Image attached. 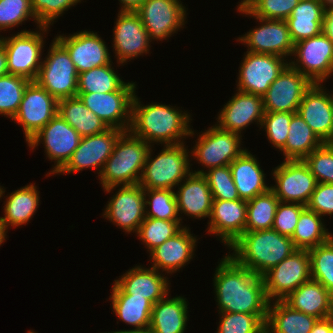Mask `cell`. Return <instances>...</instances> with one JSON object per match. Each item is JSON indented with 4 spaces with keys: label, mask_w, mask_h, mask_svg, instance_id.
I'll return each mask as SVG.
<instances>
[{
    "label": "cell",
    "mask_w": 333,
    "mask_h": 333,
    "mask_svg": "<svg viewBox=\"0 0 333 333\" xmlns=\"http://www.w3.org/2000/svg\"><path fill=\"white\" fill-rule=\"evenodd\" d=\"M214 276L219 313L268 314L269 303L262 276L237 264L229 255Z\"/></svg>",
    "instance_id": "obj_1"
},
{
    "label": "cell",
    "mask_w": 333,
    "mask_h": 333,
    "mask_svg": "<svg viewBox=\"0 0 333 333\" xmlns=\"http://www.w3.org/2000/svg\"><path fill=\"white\" fill-rule=\"evenodd\" d=\"M136 95L132 102L131 125L129 131L145 142H160L165 145L183 143L181 139L193 136L189 127L190 115L172 106L150 104L143 106Z\"/></svg>",
    "instance_id": "obj_2"
},
{
    "label": "cell",
    "mask_w": 333,
    "mask_h": 333,
    "mask_svg": "<svg viewBox=\"0 0 333 333\" xmlns=\"http://www.w3.org/2000/svg\"><path fill=\"white\" fill-rule=\"evenodd\" d=\"M229 247L234 250L230 257L258 276H262L297 250L291 237L281 235L273 229L244 232Z\"/></svg>",
    "instance_id": "obj_3"
},
{
    "label": "cell",
    "mask_w": 333,
    "mask_h": 333,
    "mask_svg": "<svg viewBox=\"0 0 333 333\" xmlns=\"http://www.w3.org/2000/svg\"><path fill=\"white\" fill-rule=\"evenodd\" d=\"M150 147L151 144L130 131H123L98 175L103 189L110 192L119 185L139 183Z\"/></svg>",
    "instance_id": "obj_4"
},
{
    "label": "cell",
    "mask_w": 333,
    "mask_h": 333,
    "mask_svg": "<svg viewBox=\"0 0 333 333\" xmlns=\"http://www.w3.org/2000/svg\"><path fill=\"white\" fill-rule=\"evenodd\" d=\"M184 143L165 145L155 159L148 151L139 185L143 189H170L185 181L190 172V163Z\"/></svg>",
    "instance_id": "obj_5"
},
{
    "label": "cell",
    "mask_w": 333,
    "mask_h": 333,
    "mask_svg": "<svg viewBox=\"0 0 333 333\" xmlns=\"http://www.w3.org/2000/svg\"><path fill=\"white\" fill-rule=\"evenodd\" d=\"M36 82L57 100L77 96L78 72L67 50L55 39Z\"/></svg>",
    "instance_id": "obj_6"
},
{
    "label": "cell",
    "mask_w": 333,
    "mask_h": 333,
    "mask_svg": "<svg viewBox=\"0 0 333 333\" xmlns=\"http://www.w3.org/2000/svg\"><path fill=\"white\" fill-rule=\"evenodd\" d=\"M268 300H283L300 285L311 279L307 249H297L289 257L262 275Z\"/></svg>",
    "instance_id": "obj_7"
},
{
    "label": "cell",
    "mask_w": 333,
    "mask_h": 333,
    "mask_svg": "<svg viewBox=\"0 0 333 333\" xmlns=\"http://www.w3.org/2000/svg\"><path fill=\"white\" fill-rule=\"evenodd\" d=\"M135 86V83L128 82L118 91L109 93H77V96L108 127L129 131Z\"/></svg>",
    "instance_id": "obj_8"
},
{
    "label": "cell",
    "mask_w": 333,
    "mask_h": 333,
    "mask_svg": "<svg viewBox=\"0 0 333 333\" xmlns=\"http://www.w3.org/2000/svg\"><path fill=\"white\" fill-rule=\"evenodd\" d=\"M293 55L298 57L297 63L292 61L289 65L312 84L323 83L333 74V42L324 32L295 43Z\"/></svg>",
    "instance_id": "obj_9"
},
{
    "label": "cell",
    "mask_w": 333,
    "mask_h": 333,
    "mask_svg": "<svg viewBox=\"0 0 333 333\" xmlns=\"http://www.w3.org/2000/svg\"><path fill=\"white\" fill-rule=\"evenodd\" d=\"M42 33L34 31H21L13 37L0 38L7 54L9 74L18 75L35 81L42 64L41 52L43 49Z\"/></svg>",
    "instance_id": "obj_10"
},
{
    "label": "cell",
    "mask_w": 333,
    "mask_h": 333,
    "mask_svg": "<svg viewBox=\"0 0 333 333\" xmlns=\"http://www.w3.org/2000/svg\"><path fill=\"white\" fill-rule=\"evenodd\" d=\"M272 174L276 186H271L270 189L279 201L307 206L317 181L303 160H285Z\"/></svg>",
    "instance_id": "obj_11"
},
{
    "label": "cell",
    "mask_w": 333,
    "mask_h": 333,
    "mask_svg": "<svg viewBox=\"0 0 333 333\" xmlns=\"http://www.w3.org/2000/svg\"><path fill=\"white\" fill-rule=\"evenodd\" d=\"M57 113L58 100L36 81H30L13 120L23 127L28 143Z\"/></svg>",
    "instance_id": "obj_12"
},
{
    "label": "cell",
    "mask_w": 333,
    "mask_h": 333,
    "mask_svg": "<svg viewBox=\"0 0 333 333\" xmlns=\"http://www.w3.org/2000/svg\"><path fill=\"white\" fill-rule=\"evenodd\" d=\"M45 145L47 157L55 160V167L51 173H57L71 158L81 140L80 134L71 127L58 113L27 143L30 148Z\"/></svg>",
    "instance_id": "obj_13"
},
{
    "label": "cell",
    "mask_w": 333,
    "mask_h": 333,
    "mask_svg": "<svg viewBox=\"0 0 333 333\" xmlns=\"http://www.w3.org/2000/svg\"><path fill=\"white\" fill-rule=\"evenodd\" d=\"M240 66L238 91L263 97L272 82L289 65L284 58L273 54L247 51Z\"/></svg>",
    "instance_id": "obj_14"
},
{
    "label": "cell",
    "mask_w": 333,
    "mask_h": 333,
    "mask_svg": "<svg viewBox=\"0 0 333 333\" xmlns=\"http://www.w3.org/2000/svg\"><path fill=\"white\" fill-rule=\"evenodd\" d=\"M241 137L215 125L199 135L191 153L209 169L227 166L246 150L240 147Z\"/></svg>",
    "instance_id": "obj_15"
},
{
    "label": "cell",
    "mask_w": 333,
    "mask_h": 333,
    "mask_svg": "<svg viewBox=\"0 0 333 333\" xmlns=\"http://www.w3.org/2000/svg\"><path fill=\"white\" fill-rule=\"evenodd\" d=\"M149 38L166 39L184 25L186 11L179 0H145L135 11Z\"/></svg>",
    "instance_id": "obj_16"
},
{
    "label": "cell",
    "mask_w": 333,
    "mask_h": 333,
    "mask_svg": "<svg viewBox=\"0 0 333 333\" xmlns=\"http://www.w3.org/2000/svg\"><path fill=\"white\" fill-rule=\"evenodd\" d=\"M122 132L121 129L109 127L101 133L81 137L79 145L71 158L56 174H70V172H79L84 168H98L100 175L106 160L113 152L116 140Z\"/></svg>",
    "instance_id": "obj_17"
},
{
    "label": "cell",
    "mask_w": 333,
    "mask_h": 333,
    "mask_svg": "<svg viewBox=\"0 0 333 333\" xmlns=\"http://www.w3.org/2000/svg\"><path fill=\"white\" fill-rule=\"evenodd\" d=\"M312 83L288 65L263 96L265 112H298L305 91Z\"/></svg>",
    "instance_id": "obj_18"
},
{
    "label": "cell",
    "mask_w": 333,
    "mask_h": 333,
    "mask_svg": "<svg viewBox=\"0 0 333 333\" xmlns=\"http://www.w3.org/2000/svg\"><path fill=\"white\" fill-rule=\"evenodd\" d=\"M144 189L137 184L122 185L106 206L104 216L125 232H138L146 218Z\"/></svg>",
    "instance_id": "obj_19"
},
{
    "label": "cell",
    "mask_w": 333,
    "mask_h": 333,
    "mask_svg": "<svg viewBox=\"0 0 333 333\" xmlns=\"http://www.w3.org/2000/svg\"><path fill=\"white\" fill-rule=\"evenodd\" d=\"M256 19L263 24L239 38V41L247 45L249 52L273 54L283 58L293 54L295 43L286 20Z\"/></svg>",
    "instance_id": "obj_20"
},
{
    "label": "cell",
    "mask_w": 333,
    "mask_h": 333,
    "mask_svg": "<svg viewBox=\"0 0 333 333\" xmlns=\"http://www.w3.org/2000/svg\"><path fill=\"white\" fill-rule=\"evenodd\" d=\"M54 39L67 50L78 74L94 67L111 64L105 42L93 31L85 30L69 37L60 35Z\"/></svg>",
    "instance_id": "obj_21"
},
{
    "label": "cell",
    "mask_w": 333,
    "mask_h": 333,
    "mask_svg": "<svg viewBox=\"0 0 333 333\" xmlns=\"http://www.w3.org/2000/svg\"><path fill=\"white\" fill-rule=\"evenodd\" d=\"M322 88L314 83L305 91L298 113L323 143H333L331 94Z\"/></svg>",
    "instance_id": "obj_22"
},
{
    "label": "cell",
    "mask_w": 333,
    "mask_h": 333,
    "mask_svg": "<svg viewBox=\"0 0 333 333\" xmlns=\"http://www.w3.org/2000/svg\"><path fill=\"white\" fill-rule=\"evenodd\" d=\"M113 33L118 64L149 51L151 40L136 12L120 11Z\"/></svg>",
    "instance_id": "obj_23"
},
{
    "label": "cell",
    "mask_w": 333,
    "mask_h": 333,
    "mask_svg": "<svg viewBox=\"0 0 333 333\" xmlns=\"http://www.w3.org/2000/svg\"><path fill=\"white\" fill-rule=\"evenodd\" d=\"M209 219L208 232L219 236L229 247L244 233L247 201L213 200Z\"/></svg>",
    "instance_id": "obj_24"
},
{
    "label": "cell",
    "mask_w": 333,
    "mask_h": 333,
    "mask_svg": "<svg viewBox=\"0 0 333 333\" xmlns=\"http://www.w3.org/2000/svg\"><path fill=\"white\" fill-rule=\"evenodd\" d=\"M264 114L263 97L239 91L221 110L216 125L222 130L241 134L242 129L253 121L261 125Z\"/></svg>",
    "instance_id": "obj_25"
},
{
    "label": "cell",
    "mask_w": 333,
    "mask_h": 333,
    "mask_svg": "<svg viewBox=\"0 0 333 333\" xmlns=\"http://www.w3.org/2000/svg\"><path fill=\"white\" fill-rule=\"evenodd\" d=\"M114 281L125 294L139 298L144 297L153 304L169 293L168 280L153 267L147 269L136 266L126 272L119 280Z\"/></svg>",
    "instance_id": "obj_26"
},
{
    "label": "cell",
    "mask_w": 333,
    "mask_h": 333,
    "mask_svg": "<svg viewBox=\"0 0 333 333\" xmlns=\"http://www.w3.org/2000/svg\"><path fill=\"white\" fill-rule=\"evenodd\" d=\"M183 227L177 234L157 246L150 252L153 268L172 273L190 261L193 257L196 238Z\"/></svg>",
    "instance_id": "obj_27"
},
{
    "label": "cell",
    "mask_w": 333,
    "mask_h": 333,
    "mask_svg": "<svg viewBox=\"0 0 333 333\" xmlns=\"http://www.w3.org/2000/svg\"><path fill=\"white\" fill-rule=\"evenodd\" d=\"M283 301L292 309L324 319L333 316V295L320 283L310 279Z\"/></svg>",
    "instance_id": "obj_28"
},
{
    "label": "cell",
    "mask_w": 333,
    "mask_h": 333,
    "mask_svg": "<svg viewBox=\"0 0 333 333\" xmlns=\"http://www.w3.org/2000/svg\"><path fill=\"white\" fill-rule=\"evenodd\" d=\"M175 193L178 211L190 217L203 218L210 217L213 205L212 192L208 186L206 178L202 174L191 172Z\"/></svg>",
    "instance_id": "obj_29"
},
{
    "label": "cell",
    "mask_w": 333,
    "mask_h": 333,
    "mask_svg": "<svg viewBox=\"0 0 333 333\" xmlns=\"http://www.w3.org/2000/svg\"><path fill=\"white\" fill-rule=\"evenodd\" d=\"M327 10L321 0H300L286 19L293 42L320 35Z\"/></svg>",
    "instance_id": "obj_30"
},
{
    "label": "cell",
    "mask_w": 333,
    "mask_h": 333,
    "mask_svg": "<svg viewBox=\"0 0 333 333\" xmlns=\"http://www.w3.org/2000/svg\"><path fill=\"white\" fill-rule=\"evenodd\" d=\"M259 166L255 156L247 150L229 164L240 199L248 201L270 189L265 184L266 174Z\"/></svg>",
    "instance_id": "obj_31"
},
{
    "label": "cell",
    "mask_w": 333,
    "mask_h": 333,
    "mask_svg": "<svg viewBox=\"0 0 333 333\" xmlns=\"http://www.w3.org/2000/svg\"><path fill=\"white\" fill-rule=\"evenodd\" d=\"M166 297L153 304L149 329L152 333H184L188 320L186 299Z\"/></svg>",
    "instance_id": "obj_32"
},
{
    "label": "cell",
    "mask_w": 333,
    "mask_h": 333,
    "mask_svg": "<svg viewBox=\"0 0 333 333\" xmlns=\"http://www.w3.org/2000/svg\"><path fill=\"white\" fill-rule=\"evenodd\" d=\"M317 320L292 309L283 300H275L273 305L269 303L265 327L267 333H310Z\"/></svg>",
    "instance_id": "obj_33"
},
{
    "label": "cell",
    "mask_w": 333,
    "mask_h": 333,
    "mask_svg": "<svg viewBox=\"0 0 333 333\" xmlns=\"http://www.w3.org/2000/svg\"><path fill=\"white\" fill-rule=\"evenodd\" d=\"M58 114L81 137L95 135L109 128L103 120L84 105L78 96L58 100Z\"/></svg>",
    "instance_id": "obj_34"
},
{
    "label": "cell",
    "mask_w": 333,
    "mask_h": 333,
    "mask_svg": "<svg viewBox=\"0 0 333 333\" xmlns=\"http://www.w3.org/2000/svg\"><path fill=\"white\" fill-rule=\"evenodd\" d=\"M112 290L110 298L116 316L135 329L149 328L153 303L144 297L125 294L115 283Z\"/></svg>",
    "instance_id": "obj_35"
},
{
    "label": "cell",
    "mask_w": 333,
    "mask_h": 333,
    "mask_svg": "<svg viewBox=\"0 0 333 333\" xmlns=\"http://www.w3.org/2000/svg\"><path fill=\"white\" fill-rule=\"evenodd\" d=\"M323 144L301 115L292 113L288 137L285 146L280 150L285 160H304L314 149Z\"/></svg>",
    "instance_id": "obj_36"
},
{
    "label": "cell",
    "mask_w": 333,
    "mask_h": 333,
    "mask_svg": "<svg viewBox=\"0 0 333 333\" xmlns=\"http://www.w3.org/2000/svg\"><path fill=\"white\" fill-rule=\"evenodd\" d=\"M39 199V192L31 183L11 193L4 206L5 215L0 217L5 229L26 224L37 210Z\"/></svg>",
    "instance_id": "obj_37"
},
{
    "label": "cell",
    "mask_w": 333,
    "mask_h": 333,
    "mask_svg": "<svg viewBox=\"0 0 333 333\" xmlns=\"http://www.w3.org/2000/svg\"><path fill=\"white\" fill-rule=\"evenodd\" d=\"M322 217L307 207L301 212L291 239L297 249H311L326 243L332 234L322 223Z\"/></svg>",
    "instance_id": "obj_38"
},
{
    "label": "cell",
    "mask_w": 333,
    "mask_h": 333,
    "mask_svg": "<svg viewBox=\"0 0 333 333\" xmlns=\"http://www.w3.org/2000/svg\"><path fill=\"white\" fill-rule=\"evenodd\" d=\"M279 202L271 189L248 200L244 232L272 229Z\"/></svg>",
    "instance_id": "obj_39"
},
{
    "label": "cell",
    "mask_w": 333,
    "mask_h": 333,
    "mask_svg": "<svg viewBox=\"0 0 333 333\" xmlns=\"http://www.w3.org/2000/svg\"><path fill=\"white\" fill-rule=\"evenodd\" d=\"M111 65L94 67L89 71L80 73L78 75L77 93H109L118 91L125 82L120 79Z\"/></svg>",
    "instance_id": "obj_40"
},
{
    "label": "cell",
    "mask_w": 333,
    "mask_h": 333,
    "mask_svg": "<svg viewBox=\"0 0 333 333\" xmlns=\"http://www.w3.org/2000/svg\"><path fill=\"white\" fill-rule=\"evenodd\" d=\"M308 251L311 279L320 282L333 295V236L326 243Z\"/></svg>",
    "instance_id": "obj_41"
},
{
    "label": "cell",
    "mask_w": 333,
    "mask_h": 333,
    "mask_svg": "<svg viewBox=\"0 0 333 333\" xmlns=\"http://www.w3.org/2000/svg\"><path fill=\"white\" fill-rule=\"evenodd\" d=\"M147 192V193H146ZM145 206L149 205L150 211H145L146 218L162 219L167 221H180L178 218V205L174 190L170 189H144Z\"/></svg>",
    "instance_id": "obj_42"
},
{
    "label": "cell",
    "mask_w": 333,
    "mask_h": 333,
    "mask_svg": "<svg viewBox=\"0 0 333 333\" xmlns=\"http://www.w3.org/2000/svg\"><path fill=\"white\" fill-rule=\"evenodd\" d=\"M30 80L7 74L0 77V114L11 119L17 114L25 88Z\"/></svg>",
    "instance_id": "obj_43"
},
{
    "label": "cell",
    "mask_w": 333,
    "mask_h": 333,
    "mask_svg": "<svg viewBox=\"0 0 333 333\" xmlns=\"http://www.w3.org/2000/svg\"><path fill=\"white\" fill-rule=\"evenodd\" d=\"M180 221H167L155 218H145L141 223L137 236L145 243L148 251L177 234L182 228Z\"/></svg>",
    "instance_id": "obj_44"
},
{
    "label": "cell",
    "mask_w": 333,
    "mask_h": 333,
    "mask_svg": "<svg viewBox=\"0 0 333 333\" xmlns=\"http://www.w3.org/2000/svg\"><path fill=\"white\" fill-rule=\"evenodd\" d=\"M222 316L217 333H260L268 314L220 313Z\"/></svg>",
    "instance_id": "obj_45"
},
{
    "label": "cell",
    "mask_w": 333,
    "mask_h": 333,
    "mask_svg": "<svg viewBox=\"0 0 333 333\" xmlns=\"http://www.w3.org/2000/svg\"><path fill=\"white\" fill-rule=\"evenodd\" d=\"M208 170V173L203 170L195 171L194 173L202 174L206 178L213 200L240 199L229 165Z\"/></svg>",
    "instance_id": "obj_46"
},
{
    "label": "cell",
    "mask_w": 333,
    "mask_h": 333,
    "mask_svg": "<svg viewBox=\"0 0 333 333\" xmlns=\"http://www.w3.org/2000/svg\"><path fill=\"white\" fill-rule=\"evenodd\" d=\"M300 0H253L238 11L255 18L286 20Z\"/></svg>",
    "instance_id": "obj_47"
},
{
    "label": "cell",
    "mask_w": 333,
    "mask_h": 333,
    "mask_svg": "<svg viewBox=\"0 0 333 333\" xmlns=\"http://www.w3.org/2000/svg\"><path fill=\"white\" fill-rule=\"evenodd\" d=\"M317 183L333 184V143H323L304 160Z\"/></svg>",
    "instance_id": "obj_48"
},
{
    "label": "cell",
    "mask_w": 333,
    "mask_h": 333,
    "mask_svg": "<svg viewBox=\"0 0 333 333\" xmlns=\"http://www.w3.org/2000/svg\"><path fill=\"white\" fill-rule=\"evenodd\" d=\"M29 17L34 18L39 30L46 32L47 26H41L32 12L30 0H0V30L17 26Z\"/></svg>",
    "instance_id": "obj_49"
},
{
    "label": "cell",
    "mask_w": 333,
    "mask_h": 333,
    "mask_svg": "<svg viewBox=\"0 0 333 333\" xmlns=\"http://www.w3.org/2000/svg\"><path fill=\"white\" fill-rule=\"evenodd\" d=\"M292 113L265 112L261 127H265L268 140L281 150L287 141Z\"/></svg>",
    "instance_id": "obj_50"
},
{
    "label": "cell",
    "mask_w": 333,
    "mask_h": 333,
    "mask_svg": "<svg viewBox=\"0 0 333 333\" xmlns=\"http://www.w3.org/2000/svg\"><path fill=\"white\" fill-rule=\"evenodd\" d=\"M78 2L80 0H30V5L36 21L49 27L60 14Z\"/></svg>",
    "instance_id": "obj_51"
},
{
    "label": "cell",
    "mask_w": 333,
    "mask_h": 333,
    "mask_svg": "<svg viewBox=\"0 0 333 333\" xmlns=\"http://www.w3.org/2000/svg\"><path fill=\"white\" fill-rule=\"evenodd\" d=\"M306 206L298 203L279 202L272 229L281 235L292 237L301 212Z\"/></svg>",
    "instance_id": "obj_52"
},
{
    "label": "cell",
    "mask_w": 333,
    "mask_h": 333,
    "mask_svg": "<svg viewBox=\"0 0 333 333\" xmlns=\"http://www.w3.org/2000/svg\"><path fill=\"white\" fill-rule=\"evenodd\" d=\"M319 216L333 214V184L317 183L314 192L306 206Z\"/></svg>",
    "instance_id": "obj_53"
},
{
    "label": "cell",
    "mask_w": 333,
    "mask_h": 333,
    "mask_svg": "<svg viewBox=\"0 0 333 333\" xmlns=\"http://www.w3.org/2000/svg\"><path fill=\"white\" fill-rule=\"evenodd\" d=\"M331 317L318 319L310 333H330Z\"/></svg>",
    "instance_id": "obj_54"
},
{
    "label": "cell",
    "mask_w": 333,
    "mask_h": 333,
    "mask_svg": "<svg viewBox=\"0 0 333 333\" xmlns=\"http://www.w3.org/2000/svg\"><path fill=\"white\" fill-rule=\"evenodd\" d=\"M323 32L332 40L333 42V8H328L324 24Z\"/></svg>",
    "instance_id": "obj_55"
},
{
    "label": "cell",
    "mask_w": 333,
    "mask_h": 333,
    "mask_svg": "<svg viewBox=\"0 0 333 333\" xmlns=\"http://www.w3.org/2000/svg\"><path fill=\"white\" fill-rule=\"evenodd\" d=\"M9 74L7 54L4 45L0 42V77Z\"/></svg>",
    "instance_id": "obj_56"
},
{
    "label": "cell",
    "mask_w": 333,
    "mask_h": 333,
    "mask_svg": "<svg viewBox=\"0 0 333 333\" xmlns=\"http://www.w3.org/2000/svg\"><path fill=\"white\" fill-rule=\"evenodd\" d=\"M122 7L120 11L135 12L145 0H119Z\"/></svg>",
    "instance_id": "obj_57"
},
{
    "label": "cell",
    "mask_w": 333,
    "mask_h": 333,
    "mask_svg": "<svg viewBox=\"0 0 333 333\" xmlns=\"http://www.w3.org/2000/svg\"><path fill=\"white\" fill-rule=\"evenodd\" d=\"M109 333V332H108ZM111 333H152V331L149 328L146 329H132V330H123V331H113Z\"/></svg>",
    "instance_id": "obj_58"
},
{
    "label": "cell",
    "mask_w": 333,
    "mask_h": 333,
    "mask_svg": "<svg viewBox=\"0 0 333 333\" xmlns=\"http://www.w3.org/2000/svg\"><path fill=\"white\" fill-rule=\"evenodd\" d=\"M7 230L5 229L4 225L0 222V246L5 240L6 232Z\"/></svg>",
    "instance_id": "obj_59"
},
{
    "label": "cell",
    "mask_w": 333,
    "mask_h": 333,
    "mask_svg": "<svg viewBox=\"0 0 333 333\" xmlns=\"http://www.w3.org/2000/svg\"><path fill=\"white\" fill-rule=\"evenodd\" d=\"M321 1L326 6L327 9L328 8H333V0H321Z\"/></svg>",
    "instance_id": "obj_60"
},
{
    "label": "cell",
    "mask_w": 333,
    "mask_h": 333,
    "mask_svg": "<svg viewBox=\"0 0 333 333\" xmlns=\"http://www.w3.org/2000/svg\"><path fill=\"white\" fill-rule=\"evenodd\" d=\"M253 0H243L238 7L246 8Z\"/></svg>",
    "instance_id": "obj_61"
},
{
    "label": "cell",
    "mask_w": 333,
    "mask_h": 333,
    "mask_svg": "<svg viewBox=\"0 0 333 333\" xmlns=\"http://www.w3.org/2000/svg\"><path fill=\"white\" fill-rule=\"evenodd\" d=\"M330 333H333V316H331V329H330Z\"/></svg>",
    "instance_id": "obj_62"
},
{
    "label": "cell",
    "mask_w": 333,
    "mask_h": 333,
    "mask_svg": "<svg viewBox=\"0 0 333 333\" xmlns=\"http://www.w3.org/2000/svg\"><path fill=\"white\" fill-rule=\"evenodd\" d=\"M3 190H5V189H3V188L0 187V198L2 197L3 193L5 192Z\"/></svg>",
    "instance_id": "obj_63"
},
{
    "label": "cell",
    "mask_w": 333,
    "mask_h": 333,
    "mask_svg": "<svg viewBox=\"0 0 333 333\" xmlns=\"http://www.w3.org/2000/svg\"><path fill=\"white\" fill-rule=\"evenodd\" d=\"M331 105H332V110H333V94L331 95Z\"/></svg>",
    "instance_id": "obj_64"
},
{
    "label": "cell",
    "mask_w": 333,
    "mask_h": 333,
    "mask_svg": "<svg viewBox=\"0 0 333 333\" xmlns=\"http://www.w3.org/2000/svg\"><path fill=\"white\" fill-rule=\"evenodd\" d=\"M260 333H267L266 327Z\"/></svg>",
    "instance_id": "obj_65"
}]
</instances>
